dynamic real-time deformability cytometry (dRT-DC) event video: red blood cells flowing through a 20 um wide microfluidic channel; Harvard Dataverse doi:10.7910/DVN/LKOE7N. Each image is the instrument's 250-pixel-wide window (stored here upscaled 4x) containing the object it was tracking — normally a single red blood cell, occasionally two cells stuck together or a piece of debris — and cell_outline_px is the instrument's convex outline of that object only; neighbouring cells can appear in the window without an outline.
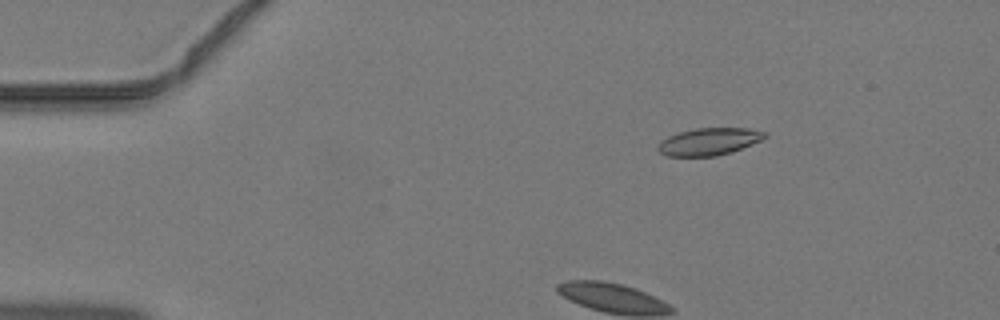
{"species": "common noctule bat (a hibernating species)", "species_latin": "Nyctalus noctula", "temperature_condition": "warm", "stored_images_in_passage": 44, "camera_frame_rate_fps": 3000, "um_per_image_px": 0.085, "animal": {"sex": "male", "body_mass_g": 19.2, "forearm_length_mm": 51.8}, "frame": {"image": 1, "passage_image": 7, "time_ms": 2.0, "image_size_px": [1000, 320], "cell_outline_px": [[768, 136], [760, 140], [732, 152], [716, 156], [668, 156], [660, 152], [656, 148], [656, 144], [660, 140], [668, 136], [680, 132], [696, 128], [748, 128], [764, 132]], "centroid_in_image_um": [60.21, 12.03], "position_along_channel_um": 24.8, "area_um2": 16.94}}
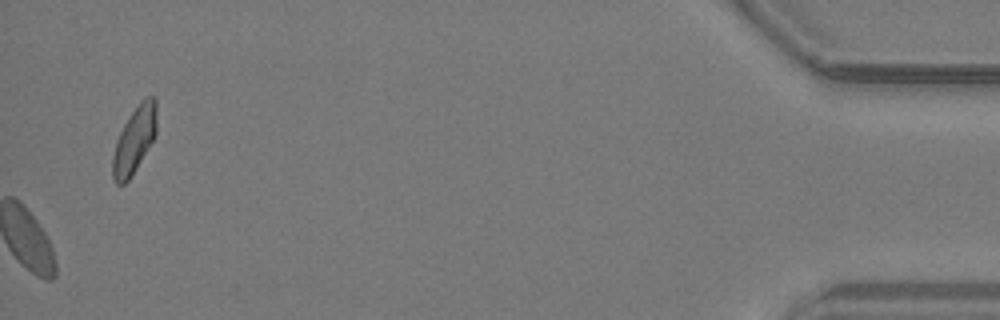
{"frame": {"image": 2, "passage_image": 44, "time_ms": 14.333, "image_size_px": [1000, 320], "cell_outline_px": [[156, 132], [152, 140], [132, 176], [124, 184], [116, 184], [112, 176], [112, 156], [116, 140], [124, 124], [140, 100], [144, 96], [156, 96]], "centroid_in_image_um": [11.41, 11.88], "position_along_channel_um": 423.8, "area_um2": 16.99}}